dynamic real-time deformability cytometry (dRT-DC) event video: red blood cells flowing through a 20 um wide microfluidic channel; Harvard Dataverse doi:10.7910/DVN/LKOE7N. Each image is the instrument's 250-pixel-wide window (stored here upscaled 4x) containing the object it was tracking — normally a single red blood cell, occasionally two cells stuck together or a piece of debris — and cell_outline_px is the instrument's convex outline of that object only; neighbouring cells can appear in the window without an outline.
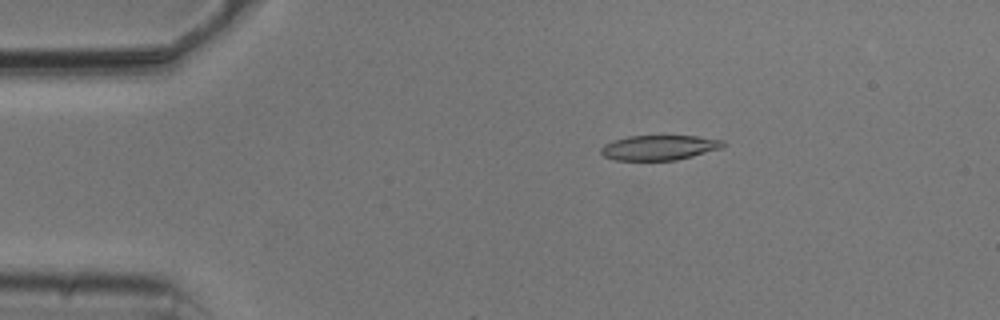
{"species": "common noctule bat (a hibernating species)", "species_latin": "Nyctalus noctula", "temperature_condition": "cold", "stored_images_in_passage": 6, "camera_frame_rate_fps": 3000, "um_per_image_px": 0.085, "animal": {"sex": "male", "body_mass_g": 20.5, "forearm_length_mm": 52.5}, "frame": {"image": 1, "passage_image": 3, "time_ms": 0.667, "image_size_px": [1000, 320], "cell_outline_px": [[724, 144], [720, 148], [692, 156], [676, 160], [616, 160], [604, 156], [600, 152], [600, 148], [604, 144], [628, 136], [696, 136], [724, 140]], "centroid_in_image_um": [56.01, 12.54], "position_along_channel_um": 29.0, "area_um2": 17.51}}